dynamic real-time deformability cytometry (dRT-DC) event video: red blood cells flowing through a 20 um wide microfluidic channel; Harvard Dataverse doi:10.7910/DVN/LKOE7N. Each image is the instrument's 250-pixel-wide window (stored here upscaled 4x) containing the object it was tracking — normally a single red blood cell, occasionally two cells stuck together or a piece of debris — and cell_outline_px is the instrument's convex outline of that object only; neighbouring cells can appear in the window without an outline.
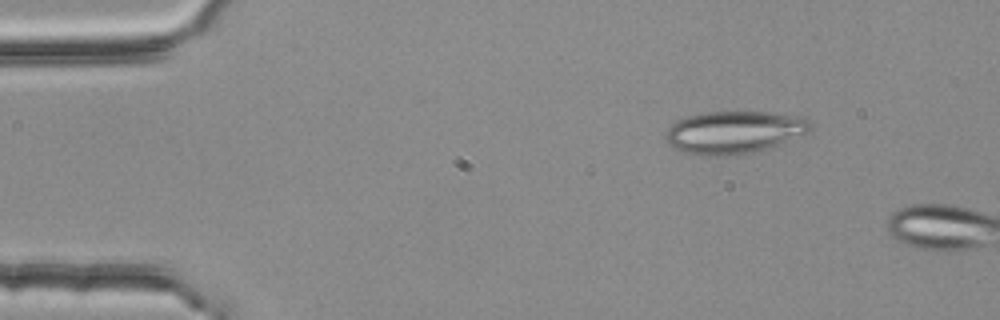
{"species": "common noctule bat (a hibernating species)", "species_latin": "Nyctalus noctula", "temperature_condition": "room temperature", "stored_images_in_passage": 3, "camera_frame_rate_fps": 3000, "um_per_image_px": 0.085, "animal": {"sex": "female", "body_mass_g": 25.1}, "frame": {"image": 1, "passage_image": 2, "time_ms": 0.333, "image_size_px": [1000, 320], "cell_outline_px": [[812, 128], [808, 132], [776, 144], [752, 152], [736, 156], [692, 156], [680, 152], [668, 144], [664, 136], [668, 128], [676, 120], [688, 116], [704, 112], [768, 112], [804, 116], [812, 124]], "centroid_in_image_um": [62.32, 11.25], "position_along_channel_um": 22.7, "area_um2": 36.18}}